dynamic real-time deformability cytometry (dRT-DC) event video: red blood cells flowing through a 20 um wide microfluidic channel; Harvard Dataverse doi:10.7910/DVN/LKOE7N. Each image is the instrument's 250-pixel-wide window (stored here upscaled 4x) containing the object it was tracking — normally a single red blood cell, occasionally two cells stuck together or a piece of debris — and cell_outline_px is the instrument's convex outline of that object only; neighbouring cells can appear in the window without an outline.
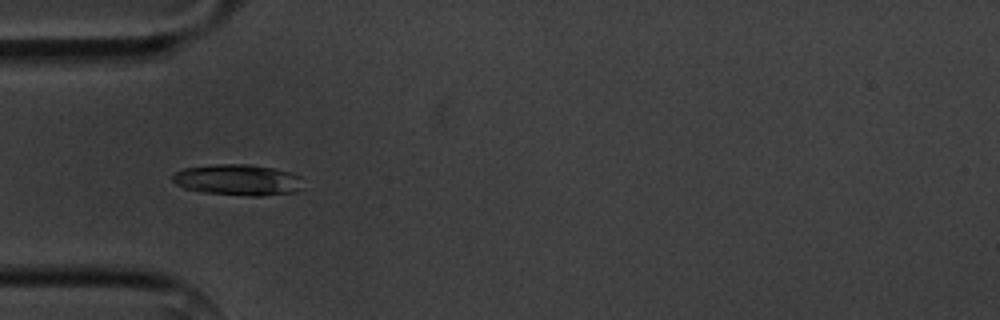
{"species": "common noctule bat (a hibernating species)", "species_latin": "Nyctalus noctula", "temperature_condition": "cold", "stored_images_in_passage": 7, "camera_frame_rate_fps": 3000, "um_per_image_px": 0.085, "animal": {"sex": "male", "body_mass_g": 20.1, "forearm_length_mm": 53.5}, "frame": {"image": 1, "passage_image": 5, "time_ms": 4.667, "image_size_px": [1000, 320], "cell_outline_px": [[304, 188], [296, 192], [260, 196], [248, 196], [200, 192], [184, 188], [176, 184], [172, 180], [172, 176], [176, 172], [184, 168], [212, 164], [252, 164], [272, 168], [288, 172], [300, 176]], "centroid_in_image_um": [20.23, 15.29], "position_along_channel_um": 64.8, "area_um2": 23.87}}
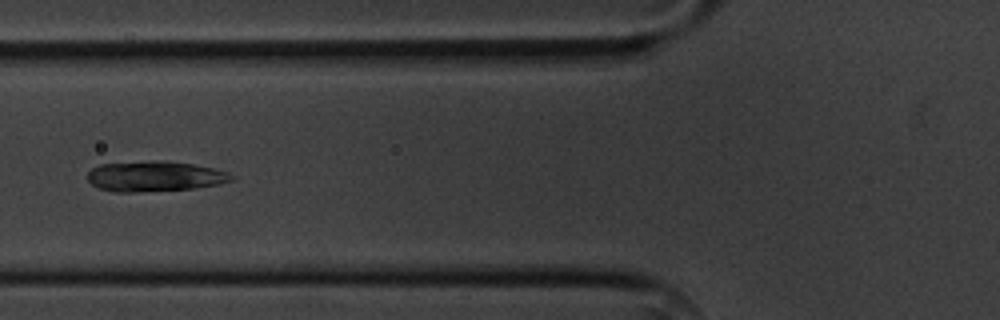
{"frame": {"image": 2, "passage_image": 6, "time_ms": 6.0, "image_size_px": [1000, 320], "cell_outline_px": [[236, 180], [220, 184], [196, 188], [136, 192], [112, 192], [100, 188], [92, 184], [88, 180], [88, 172], [92, 168], [100, 164], [152, 160], [164, 160], [192, 164], [212, 168], [228, 172], [236, 176]], "centroid_in_image_um": [13.19, 14.98], "position_along_channel_um": 112.6, "area_um2": 25.72}}
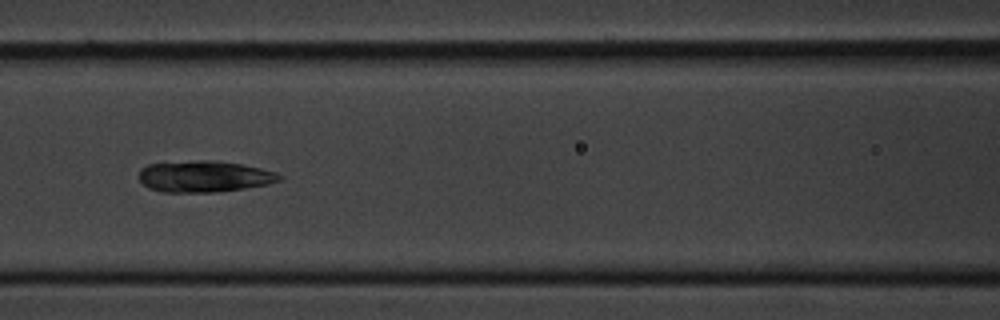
{"frame": {"image": 3, "passage_image": 7, "time_ms": 7.0, "image_size_px": [1000, 320], "cell_outline_px": [[284, 176], [280, 180], [268, 184], [244, 188], [216, 192], [160, 192], [148, 188], [140, 180], [140, 168], [148, 164], [196, 160], [208, 160], [240, 164], [260, 168], [276, 172]], "centroid_in_image_um": [17.35, 15.0], "position_along_channel_um": 149.3, "area_um2": 25.61}}